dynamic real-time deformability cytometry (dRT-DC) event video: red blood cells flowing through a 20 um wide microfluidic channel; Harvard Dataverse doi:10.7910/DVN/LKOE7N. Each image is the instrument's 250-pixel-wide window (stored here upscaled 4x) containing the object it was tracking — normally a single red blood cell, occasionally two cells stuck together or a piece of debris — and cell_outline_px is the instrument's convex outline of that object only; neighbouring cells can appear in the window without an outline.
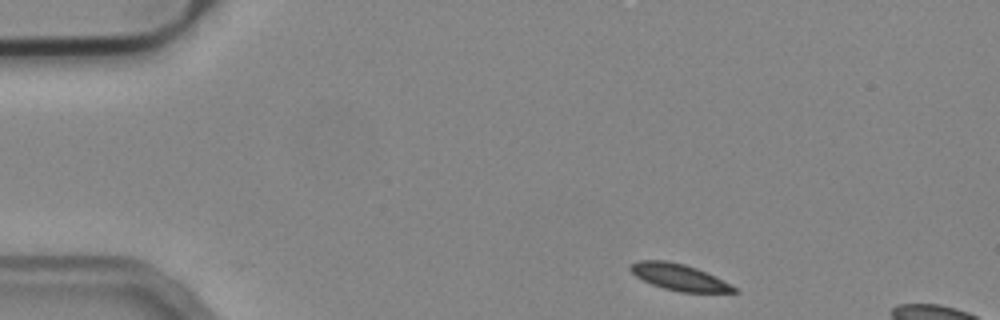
{"species": "common noctule bat (a hibernating species)", "species_latin": "Nyctalus noctula", "temperature_condition": "cold", "stored_images_in_passage": 48, "camera_frame_rate_fps": 3000, "um_per_image_px": 0.085, "animal": {"sex": "male", "body_mass_g": 19.2, "forearm_length_mm": 51.8}, "frame": {"image": 1, "passage_image": 1, "time_ms": 0.0, "image_size_px": [1000, 320], "cell_outline_px": [[740, 292], [680, 292], [664, 288], [652, 284], [636, 276], [628, 268], [636, 260], [668, 260], [684, 264], [696, 268], [736, 288]], "centroid_in_image_um": [57.66, 23.54], "position_along_channel_um": 27.3, "area_um2": 15.55}}
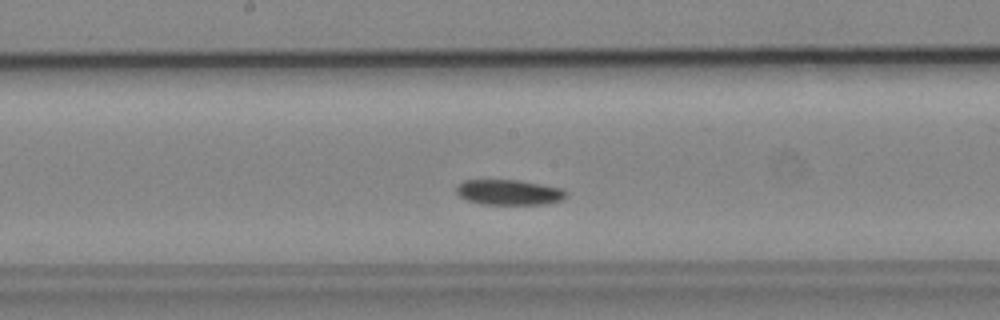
{"frame": {"image": 2, "passage_image": 21, "time_ms": 6.667, "image_size_px": [1000, 320], "cell_outline_px": [[568, 196], [560, 200], [548, 204], [480, 204], [468, 200], [460, 196], [456, 192], [456, 184], [464, 180], [520, 180], [564, 188], [568, 192]], "centroid_in_image_um": [43.3, 16.34], "position_along_channel_um": 204.9, "area_um2": 16.42}}
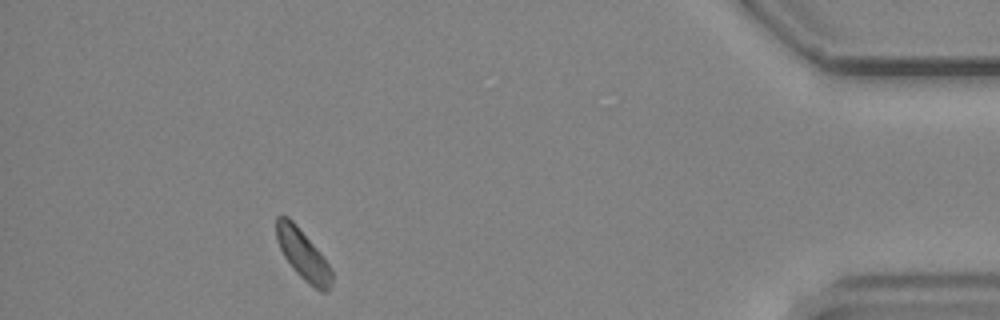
{"frame": {"image": 3, "passage_image": 42, "time_ms": 13.667, "image_size_px": [1000, 320], "cell_outline_px": [[332, 284], [324, 292], [320, 292], [304, 280], [292, 268], [284, 256], [276, 240], [276, 216], [288, 216], [296, 224], [320, 252], [332, 268]], "centroid_in_image_um": [25.75, 21.64], "position_along_channel_um": 409.5, "area_um2": 16.13}}